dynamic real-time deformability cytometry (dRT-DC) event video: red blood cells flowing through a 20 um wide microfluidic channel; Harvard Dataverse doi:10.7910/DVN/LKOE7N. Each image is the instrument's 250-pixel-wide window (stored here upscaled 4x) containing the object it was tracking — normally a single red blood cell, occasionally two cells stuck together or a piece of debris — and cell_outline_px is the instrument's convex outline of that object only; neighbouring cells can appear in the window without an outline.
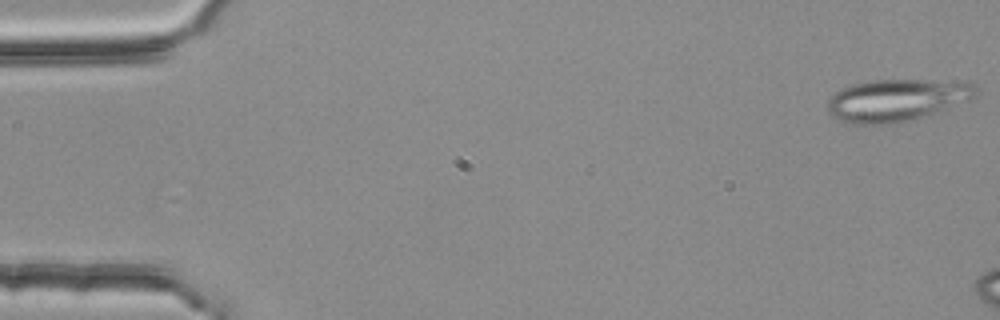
{"species": "common noctule bat (a hibernating species)", "species_latin": "Nyctalus noctula", "temperature_condition": "room temperature", "stored_images_in_passage": 9, "camera_frame_rate_fps": 3000, "um_per_image_px": 0.085, "animal": {"sex": "female", "body_mass_g": 25.1}, "frame": {"image": 1, "passage_image": 1, "time_ms": 0.0, "image_size_px": [1000, 320], "cell_outline_px": [[980, 92], [968, 100], [896, 124], [844, 124], [832, 116], [828, 112], [828, 100], [836, 92], [852, 84], [872, 80], [968, 80], [976, 84], [980, 88]], "centroid_in_image_um": [76.24, 8.49], "position_along_channel_um": 8.8, "area_um2": 36.59}}